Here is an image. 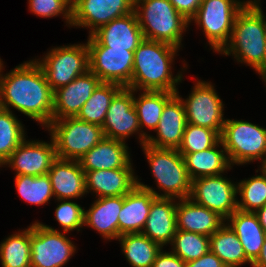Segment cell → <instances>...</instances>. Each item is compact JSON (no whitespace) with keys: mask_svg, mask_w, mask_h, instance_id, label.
I'll return each mask as SVG.
<instances>
[{"mask_svg":"<svg viewBox=\"0 0 266 267\" xmlns=\"http://www.w3.org/2000/svg\"><path fill=\"white\" fill-rule=\"evenodd\" d=\"M226 223L236 233L246 257L253 263L260 255L266 237V232L260 225L257 215L237 209Z\"/></svg>","mask_w":266,"mask_h":267,"instance_id":"83f0119b","label":"cell"},{"mask_svg":"<svg viewBox=\"0 0 266 267\" xmlns=\"http://www.w3.org/2000/svg\"><path fill=\"white\" fill-rule=\"evenodd\" d=\"M134 11L144 39L182 47L183 34L190 24L169 0H134Z\"/></svg>","mask_w":266,"mask_h":267,"instance_id":"5b68a950","label":"cell"},{"mask_svg":"<svg viewBox=\"0 0 266 267\" xmlns=\"http://www.w3.org/2000/svg\"><path fill=\"white\" fill-rule=\"evenodd\" d=\"M186 267H227L211 250L200 258L186 262Z\"/></svg>","mask_w":266,"mask_h":267,"instance_id":"7bdbcfd3","label":"cell"},{"mask_svg":"<svg viewBox=\"0 0 266 267\" xmlns=\"http://www.w3.org/2000/svg\"><path fill=\"white\" fill-rule=\"evenodd\" d=\"M219 140L220 135L216 131L187 123L181 145L177 150L180 154L203 151L213 147Z\"/></svg>","mask_w":266,"mask_h":267,"instance_id":"74e56055","label":"cell"},{"mask_svg":"<svg viewBox=\"0 0 266 267\" xmlns=\"http://www.w3.org/2000/svg\"><path fill=\"white\" fill-rule=\"evenodd\" d=\"M24 124L14 112L0 110V161L4 163L13 151L26 139Z\"/></svg>","mask_w":266,"mask_h":267,"instance_id":"e575fe53","label":"cell"},{"mask_svg":"<svg viewBox=\"0 0 266 267\" xmlns=\"http://www.w3.org/2000/svg\"><path fill=\"white\" fill-rule=\"evenodd\" d=\"M176 94L184 104L187 123L210 128L221 136L226 120L223 112L225 104L214 84L200 79L195 82L186 99L179 95V91Z\"/></svg>","mask_w":266,"mask_h":267,"instance_id":"8fae6325","label":"cell"},{"mask_svg":"<svg viewBox=\"0 0 266 267\" xmlns=\"http://www.w3.org/2000/svg\"><path fill=\"white\" fill-rule=\"evenodd\" d=\"M261 0H202L189 24L205 34L210 49L217 54L229 42L234 19L245 5H261Z\"/></svg>","mask_w":266,"mask_h":267,"instance_id":"8992f818","label":"cell"},{"mask_svg":"<svg viewBox=\"0 0 266 267\" xmlns=\"http://www.w3.org/2000/svg\"><path fill=\"white\" fill-rule=\"evenodd\" d=\"M2 109V104H1V94H0V110Z\"/></svg>","mask_w":266,"mask_h":267,"instance_id":"681fc988","label":"cell"},{"mask_svg":"<svg viewBox=\"0 0 266 267\" xmlns=\"http://www.w3.org/2000/svg\"><path fill=\"white\" fill-rule=\"evenodd\" d=\"M260 164L261 165H259L260 167H258V169L256 170V173H258V170H261V172L266 176V159L262 161Z\"/></svg>","mask_w":266,"mask_h":267,"instance_id":"7dc6e473","label":"cell"},{"mask_svg":"<svg viewBox=\"0 0 266 267\" xmlns=\"http://www.w3.org/2000/svg\"><path fill=\"white\" fill-rule=\"evenodd\" d=\"M86 43L89 49V70L101 82L127 87L132 78L134 52L102 46L91 35Z\"/></svg>","mask_w":266,"mask_h":267,"instance_id":"7c38bea8","label":"cell"},{"mask_svg":"<svg viewBox=\"0 0 266 267\" xmlns=\"http://www.w3.org/2000/svg\"><path fill=\"white\" fill-rule=\"evenodd\" d=\"M259 171L260 175L237 182L238 210L255 213L266 205V176Z\"/></svg>","mask_w":266,"mask_h":267,"instance_id":"d590c367","label":"cell"},{"mask_svg":"<svg viewBox=\"0 0 266 267\" xmlns=\"http://www.w3.org/2000/svg\"><path fill=\"white\" fill-rule=\"evenodd\" d=\"M34 60L54 92L89 70V49L87 43L58 46Z\"/></svg>","mask_w":266,"mask_h":267,"instance_id":"9c48e42d","label":"cell"},{"mask_svg":"<svg viewBox=\"0 0 266 267\" xmlns=\"http://www.w3.org/2000/svg\"><path fill=\"white\" fill-rule=\"evenodd\" d=\"M261 8V5H245L237 13L230 40L219 52L254 71L262 65L266 47V16Z\"/></svg>","mask_w":266,"mask_h":267,"instance_id":"3957f363","label":"cell"},{"mask_svg":"<svg viewBox=\"0 0 266 267\" xmlns=\"http://www.w3.org/2000/svg\"><path fill=\"white\" fill-rule=\"evenodd\" d=\"M45 129L53 138L56 156L61 159H80L104 137L101 126L76 117L52 119Z\"/></svg>","mask_w":266,"mask_h":267,"instance_id":"ba28073f","label":"cell"},{"mask_svg":"<svg viewBox=\"0 0 266 267\" xmlns=\"http://www.w3.org/2000/svg\"><path fill=\"white\" fill-rule=\"evenodd\" d=\"M187 125L185 107L181 98L175 94L164 106L159 120L156 137L149 135L146 143L157 148L178 149Z\"/></svg>","mask_w":266,"mask_h":267,"instance_id":"ac0fdd59","label":"cell"},{"mask_svg":"<svg viewBox=\"0 0 266 267\" xmlns=\"http://www.w3.org/2000/svg\"><path fill=\"white\" fill-rule=\"evenodd\" d=\"M149 163L155 188L140 182L137 175V186L152 192L158 198L184 199L189 198L191 179L187 173L183 156L177 149L157 148L148 144L141 146ZM163 193H162V192ZM160 192V193H159Z\"/></svg>","mask_w":266,"mask_h":267,"instance_id":"277c9868","label":"cell"},{"mask_svg":"<svg viewBox=\"0 0 266 267\" xmlns=\"http://www.w3.org/2000/svg\"><path fill=\"white\" fill-rule=\"evenodd\" d=\"M259 76H261V79L266 84V47H265V56L262 62V65L255 71Z\"/></svg>","mask_w":266,"mask_h":267,"instance_id":"bcb514c9","label":"cell"},{"mask_svg":"<svg viewBox=\"0 0 266 267\" xmlns=\"http://www.w3.org/2000/svg\"><path fill=\"white\" fill-rule=\"evenodd\" d=\"M157 197L137 185L123 195V206L119 213V237L123 234L141 233L152 202Z\"/></svg>","mask_w":266,"mask_h":267,"instance_id":"484cf974","label":"cell"},{"mask_svg":"<svg viewBox=\"0 0 266 267\" xmlns=\"http://www.w3.org/2000/svg\"><path fill=\"white\" fill-rule=\"evenodd\" d=\"M104 137L125 142L138 134L140 146L147 138L141 133L138 115L134 108L133 89L122 87L112 98L102 125Z\"/></svg>","mask_w":266,"mask_h":267,"instance_id":"5bb4252c","label":"cell"},{"mask_svg":"<svg viewBox=\"0 0 266 267\" xmlns=\"http://www.w3.org/2000/svg\"><path fill=\"white\" fill-rule=\"evenodd\" d=\"M237 183L223 174L191 181L189 198L227 220L238 209Z\"/></svg>","mask_w":266,"mask_h":267,"instance_id":"4fadbf2b","label":"cell"},{"mask_svg":"<svg viewBox=\"0 0 266 267\" xmlns=\"http://www.w3.org/2000/svg\"><path fill=\"white\" fill-rule=\"evenodd\" d=\"M152 267H186V262L175 255L172 251H165L163 248L158 253Z\"/></svg>","mask_w":266,"mask_h":267,"instance_id":"b9f144b4","label":"cell"},{"mask_svg":"<svg viewBox=\"0 0 266 267\" xmlns=\"http://www.w3.org/2000/svg\"><path fill=\"white\" fill-rule=\"evenodd\" d=\"M255 214L257 215L259 223L262 226L263 230L266 232V205L258 209Z\"/></svg>","mask_w":266,"mask_h":267,"instance_id":"f6af8a7d","label":"cell"},{"mask_svg":"<svg viewBox=\"0 0 266 267\" xmlns=\"http://www.w3.org/2000/svg\"><path fill=\"white\" fill-rule=\"evenodd\" d=\"M54 200H74L87 195L85 172L78 160L56 158L48 171Z\"/></svg>","mask_w":266,"mask_h":267,"instance_id":"44dd1931","label":"cell"},{"mask_svg":"<svg viewBox=\"0 0 266 267\" xmlns=\"http://www.w3.org/2000/svg\"><path fill=\"white\" fill-rule=\"evenodd\" d=\"M174 8L190 22L195 16L202 0H169Z\"/></svg>","mask_w":266,"mask_h":267,"instance_id":"60d3db41","label":"cell"},{"mask_svg":"<svg viewBox=\"0 0 266 267\" xmlns=\"http://www.w3.org/2000/svg\"><path fill=\"white\" fill-rule=\"evenodd\" d=\"M101 83L100 79L88 70L68 85L54 91L52 119L76 117L84 103Z\"/></svg>","mask_w":266,"mask_h":267,"instance_id":"e0dca14e","label":"cell"},{"mask_svg":"<svg viewBox=\"0 0 266 267\" xmlns=\"http://www.w3.org/2000/svg\"><path fill=\"white\" fill-rule=\"evenodd\" d=\"M210 250L227 266L241 267L252 262L246 257L236 233L225 222L210 237Z\"/></svg>","mask_w":266,"mask_h":267,"instance_id":"f546056e","label":"cell"},{"mask_svg":"<svg viewBox=\"0 0 266 267\" xmlns=\"http://www.w3.org/2000/svg\"><path fill=\"white\" fill-rule=\"evenodd\" d=\"M55 208L56 221L63 229V232L77 230L78 232L84 226L85 209L72 200H57Z\"/></svg>","mask_w":266,"mask_h":267,"instance_id":"f35d334b","label":"cell"},{"mask_svg":"<svg viewBox=\"0 0 266 267\" xmlns=\"http://www.w3.org/2000/svg\"><path fill=\"white\" fill-rule=\"evenodd\" d=\"M30 226L9 235L0 244L1 267H31Z\"/></svg>","mask_w":266,"mask_h":267,"instance_id":"d6a6232c","label":"cell"},{"mask_svg":"<svg viewBox=\"0 0 266 267\" xmlns=\"http://www.w3.org/2000/svg\"><path fill=\"white\" fill-rule=\"evenodd\" d=\"M177 199L156 198L141 233L163 248L170 245L177 230Z\"/></svg>","mask_w":266,"mask_h":267,"instance_id":"603a6c76","label":"cell"},{"mask_svg":"<svg viewBox=\"0 0 266 267\" xmlns=\"http://www.w3.org/2000/svg\"><path fill=\"white\" fill-rule=\"evenodd\" d=\"M134 168H117L85 172L86 193L96 198L123 196L137 185Z\"/></svg>","mask_w":266,"mask_h":267,"instance_id":"7402d4cb","label":"cell"},{"mask_svg":"<svg viewBox=\"0 0 266 267\" xmlns=\"http://www.w3.org/2000/svg\"><path fill=\"white\" fill-rule=\"evenodd\" d=\"M176 220L177 230L209 237L226 222L218 213L193 202L190 198L177 200Z\"/></svg>","mask_w":266,"mask_h":267,"instance_id":"d4e9b609","label":"cell"},{"mask_svg":"<svg viewBox=\"0 0 266 267\" xmlns=\"http://www.w3.org/2000/svg\"><path fill=\"white\" fill-rule=\"evenodd\" d=\"M136 92V93H135ZM133 90L134 108L138 115L141 133L147 138L150 134L143 130H155L158 126L165 104L176 94L167 91Z\"/></svg>","mask_w":266,"mask_h":267,"instance_id":"f1b7e54d","label":"cell"},{"mask_svg":"<svg viewBox=\"0 0 266 267\" xmlns=\"http://www.w3.org/2000/svg\"><path fill=\"white\" fill-rule=\"evenodd\" d=\"M134 11V0H72L71 27L87 28L89 35L112 20Z\"/></svg>","mask_w":266,"mask_h":267,"instance_id":"9a60e30c","label":"cell"},{"mask_svg":"<svg viewBox=\"0 0 266 267\" xmlns=\"http://www.w3.org/2000/svg\"><path fill=\"white\" fill-rule=\"evenodd\" d=\"M179 48L164 42L144 39L134 51L133 71L130 84L133 90L178 91L183 72L173 76L172 64Z\"/></svg>","mask_w":266,"mask_h":267,"instance_id":"7a4b0ae2","label":"cell"},{"mask_svg":"<svg viewBox=\"0 0 266 267\" xmlns=\"http://www.w3.org/2000/svg\"><path fill=\"white\" fill-rule=\"evenodd\" d=\"M32 14L42 18L62 16L68 27H71L72 0H28Z\"/></svg>","mask_w":266,"mask_h":267,"instance_id":"ab89813d","label":"cell"},{"mask_svg":"<svg viewBox=\"0 0 266 267\" xmlns=\"http://www.w3.org/2000/svg\"><path fill=\"white\" fill-rule=\"evenodd\" d=\"M220 139L232 167L266 159V128L263 126L226 118Z\"/></svg>","mask_w":266,"mask_h":267,"instance_id":"52a82bcc","label":"cell"},{"mask_svg":"<svg viewBox=\"0 0 266 267\" xmlns=\"http://www.w3.org/2000/svg\"><path fill=\"white\" fill-rule=\"evenodd\" d=\"M0 167H4V166H3V163H2L1 161H0Z\"/></svg>","mask_w":266,"mask_h":267,"instance_id":"f907efd6","label":"cell"},{"mask_svg":"<svg viewBox=\"0 0 266 267\" xmlns=\"http://www.w3.org/2000/svg\"><path fill=\"white\" fill-rule=\"evenodd\" d=\"M76 248L66 232L39 221L30 224L31 267H63L77 253Z\"/></svg>","mask_w":266,"mask_h":267,"instance_id":"30bf717a","label":"cell"},{"mask_svg":"<svg viewBox=\"0 0 266 267\" xmlns=\"http://www.w3.org/2000/svg\"><path fill=\"white\" fill-rule=\"evenodd\" d=\"M129 150L126 142L103 137L99 143L78 159V162L84 172L133 168Z\"/></svg>","mask_w":266,"mask_h":267,"instance_id":"ffe728a7","label":"cell"},{"mask_svg":"<svg viewBox=\"0 0 266 267\" xmlns=\"http://www.w3.org/2000/svg\"><path fill=\"white\" fill-rule=\"evenodd\" d=\"M252 267H266V237H265L260 255L252 263Z\"/></svg>","mask_w":266,"mask_h":267,"instance_id":"ee69618b","label":"cell"},{"mask_svg":"<svg viewBox=\"0 0 266 267\" xmlns=\"http://www.w3.org/2000/svg\"><path fill=\"white\" fill-rule=\"evenodd\" d=\"M3 67H4L3 61H2V59L0 58V73L2 72Z\"/></svg>","mask_w":266,"mask_h":267,"instance_id":"c3c4849f","label":"cell"},{"mask_svg":"<svg viewBox=\"0 0 266 267\" xmlns=\"http://www.w3.org/2000/svg\"><path fill=\"white\" fill-rule=\"evenodd\" d=\"M181 155L191 181L205 176L225 175L233 168L221 139L209 149Z\"/></svg>","mask_w":266,"mask_h":267,"instance_id":"4316f807","label":"cell"},{"mask_svg":"<svg viewBox=\"0 0 266 267\" xmlns=\"http://www.w3.org/2000/svg\"><path fill=\"white\" fill-rule=\"evenodd\" d=\"M121 88L122 86L116 83L101 82L84 103L76 118L102 127L111 100Z\"/></svg>","mask_w":266,"mask_h":267,"instance_id":"1f68e13d","label":"cell"},{"mask_svg":"<svg viewBox=\"0 0 266 267\" xmlns=\"http://www.w3.org/2000/svg\"><path fill=\"white\" fill-rule=\"evenodd\" d=\"M15 187L23 201L33 205H47L54 198L48 174L41 176L15 175Z\"/></svg>","mask_w":266,"mask_h":267,"instance_id":"836d02e7","label":"cell"},{"mask_svg":"<svg viewBox=\"0 0 266 267\" xmlns=\"http://www.w3.org/2000/svg\"><path fill=\"white\" fill-rule=\"evenodd\" d=\"M0 73L2 108L28 116L46 128L52 121L53 95L40 65L30 59L8 73Z\"/></svg>","mask_w":266,"mask_h":267,"instance_id":"6da1fadb","label":"cell"},{"mask_svg":"<svg viewBox=\"0 0 266 267\" xmlns=\"http://www.w3.org/2000/svg\"><path fill=\"white\" fill-rule=\"evenodd\" d=\"M91 36L102 46L133 52L144 40L135 11L99 27Z\"/></svg>","mask_w":266,"mask_h":267,"instance_id":"d6986e66","label":"cell"},{"mask_svg":"<svg viewBox=\"0 0 266 267\" xmlns=\"http://www.w3.org/2000/svg\"><path fill=\"white\" fill-rule=\"evenodd\" d=\"M117 240L120 242L122 254L131 267H152L163 248L143 233L123 234Z\"/></svg>","mask_w":266,"mask_h":267,"instance_id":"4dcf8cb0","label":"cell"},{"mask_svg":"<svg viewBox=\"0 0 266 267\" xmlns=\"http://www.w3.org/2000/svg\"><path fill=\"white\" fill-rule=\"evenodd\" d=\"M122 206L123 196L96 198L91 207L85 210L84 226L97 231L106 241H117Z\"/></svg>","mask_w":266,"mask_h":267,"instance_id":"cb8c5ba5","label":"cell"},{"mask_svg":"<svg viewBox=\"0 0 266 267\" xmlns=\"http://www.w3.org/2000/svg\"><path fill=\"white\" fill-rule=\"evenodd\" d=\"M170 246L175 255L184 262H190L210 250V238L194 232L176 230Z\"/></svg>","mask_w":266,"mask_h":267,"instance_id":"8d00e7d4","label":"cell"},{"mask_svg":"<svg viewBox=\"0 0 266 267\" xmlns=\"http://www.w3.org/2000/svg\"><path fill=\"white\" fill-rule=\"evenodd\" d=\"M56 158L55 144L51 136L50 142L26 138L3 163V166L13 169L15 175L36 177L46 175Z\"/></svg>","mask_w":266,"mask_h":267,"instance_id":"2e32d148","label":"cell"}]
</instances>
